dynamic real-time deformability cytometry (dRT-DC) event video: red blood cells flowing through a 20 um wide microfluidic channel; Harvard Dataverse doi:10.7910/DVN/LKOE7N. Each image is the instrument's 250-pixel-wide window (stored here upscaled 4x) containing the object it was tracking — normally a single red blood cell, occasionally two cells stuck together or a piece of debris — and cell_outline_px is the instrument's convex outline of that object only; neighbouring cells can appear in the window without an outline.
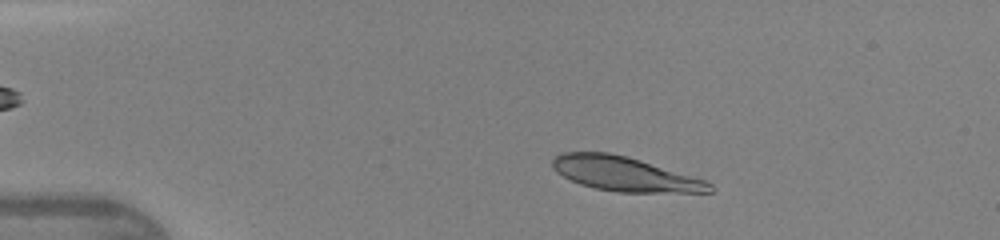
{"species": "human", "species_latin": "Homo sapiens", "temperature_condition": "warm", "stored_images_in_passage": 44, "camera_frame_rate_fps": 3000, "um_per_image_px": 0.085, "donor": {"sex": "female"}, "frame": {"image": 1, "passage_image": 6, "time_ms": 1.667, "image_size_px": [1000, 240], "cell_outline_px": [[712, 192], [616, 192], [596, 188], [580, 184], [556, 172], [552, 168], [552, 160], [556, 156], [564, 152], [608, 152], [628, 156], [704, 180], [712, 184]], "centroid_in_image_um": [53.06, 14.78], "position_along_channel_um": 31.9, "area_um2": 31.1}}
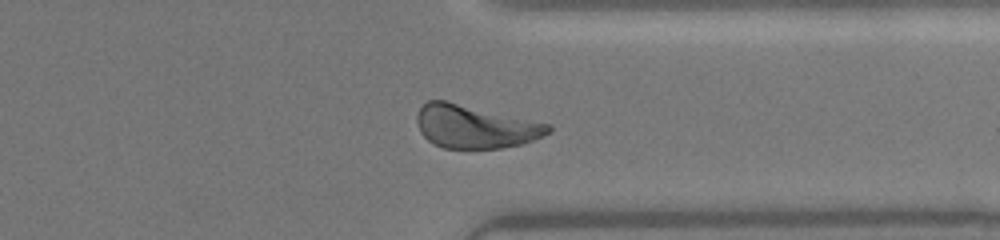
{"frame": {"image": 2, "passage_image": 34, "time_ms": 11.0, "image_size_px": [1000, 240], "cell_outline_px": [[552, 132], [532, 140], [520, 144], [500, 148], [444, 148], [428, 140], [420, 132], [416, 120], [416, 116], [420, 108], [428, 100], [444, 100], [548, 124], [552, 128]], "centroid_in_image_um": [40.35, 10.76], "position_along_channel_um": 371.1, "area_um2": 32.48}}
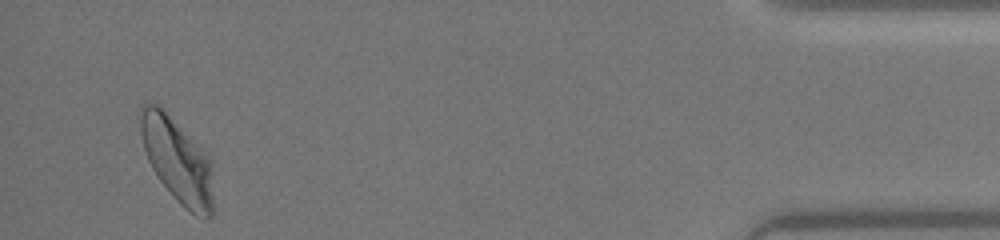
{"frame": {"image": 3, "passage_image": 42, "time_ms": 13.667, "image_size_px": [1000, 240], "cell_outline_px": [[216, 208], [212, 216], [204, 220], [200, 220], [184, 208], [176, 200], [160, 180], [152, 168], [148, 160], [144, 148], [140, 132], [140, 104], [144, 100], [156, 104], [212, 160]], "centroid_in_image_um": [15.13, 13.75], "position_along_channel_um": 420.1, "area_um2": 36.36}, "authors_computed_cell_mechanics": {"area_um2": 32.8593, "velocity_mm_per_s": 4.2928, "shape_relaxation_time_tau1_ms": 3.43, "shape_relaxation_time_tau2_ms": 1.1119, "deformation_change_tau1": 0.1619, "deformation_change_tau2": 0.0712}}